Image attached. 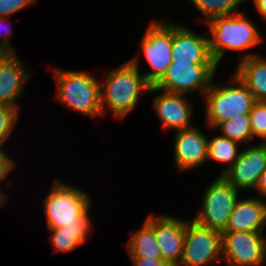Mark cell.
<instances>
[{
  "instance_id": "obj_1",
  "label": "cell",
  "mask_w": 266,
  "mask_h": 266,
  "mask_svg": "<svg viewBox=\"0 0 266 266\" xmlns=\"http://www.w3.org/2000/svg\"><path fill=\"white\" fill-rule=\"evenodd\" d=\"M138 56L108 71L102 81L100 79L103 117L109 109L116 120H124L136 108L141 95L148 94L150 85L140 72Z\"/></svg>"
},
{
  "instance_id": "obj_2",
  "label": "cell",
  "mask_w": 266,
  "mask_h": 266,
  "mask_svg": "<svg viewBox=\"0 0 266 266\" xmlns=\"http://www.w3.org/2000/svg\"><path fill=\"white\" fill-rule=\"evenodd\" d=\"M205 26L209 36L210 53L218 66L229 52L241 53L238 61L259 55L248 50L263 42L262 34L244 12L214 18Z\"/></svg>"
},
{
  "instance_id": "obj_3",
  "label": "cell",
  "mask_w": 266,
  "mask_h": 266,
  "mask_svg": "<svg viewBox=\"0 0 266 266\" xmlns=\"http://www.w3.org/2000/svg\"><path fill=\"white\" fill-rule=\"evenodd\" d=\"M60 179H54L44 198V213L48 229L70 225H92L89 193Z\"/></svg>"
},
{
  "instance_id": "obj_4",
  "label": "cell",
  "mask_w": 266,
  "mask_h": 266,
  "mask_svg": "<svg viewBox=\"0 0 266 266\" xmlns=\"http://www.w3.org/2000/svg\"><path fill=\"white\" fill-rule=\"evenodd\" d=\"M57 85V95L60 103L92 119L103 117L100 103V80L91 72L85 70L53 71Z\"/></svg>"
},
{
  "instance_id": "obj_5",
  "label": "cell",
  "mask_w": 266,
  "mask_h": 266,
  "mask_svg": "<svg viewBox=\"0 0 266 266\" xmlns=\"http://www.w3.org/2000/svg\"><path fill=\"white\" fill-rule=\"evenodd\" d=\"M214 81L213 79L209 89L202 96L205 124L213 131L220 123L234 116L249 114L256 102L251 91L234 72L227 81L230 85H219Z\"/></svg>"
},
{
  "instance_id": "obj_6",
  "label": "cell",
  "mask_w": 266,
  "mask_h": 266,
  "mask_svg": "<svg viewBox=\"0 0 266 266\" xmlns=\"http://www.w3.org/2000/svg\"><path fill=\"white\" fill-rule=\"evenodd\" d=\"M239 190L222 176H217L202 195L200 210L193 220L201 226L223 233L239 196Z\"/></svg>"
},
{
  "instance_id": "obj_7",
  "label": "cell",
  "mask_w": 266,
  "mask_h": 266,
  "mask_svg": "<svg viewBox=\"0 0 266 266\" xmlns=\"http://www.w3.org/2000/svg\"><path fill=\"white\" fill-rule=\"evenodd\" d=\"M149 72L142 73L150 86H155L172 63V21L153 20L149 23L139 44Z\"/></svg>"
},
{
  "instance_id": "obj_8",
  "label": "cell",
  "mask_w": 266,
  "mask_h": 266,
  "mask_svg": "<svg viewBox=\"0 0 266 266\" xmlns=\"http://www.w3.org/2000/svg\"><path fill=\"white\" fill-rule=\"evenodd\" d=\"M221 259L222 233L201 226L194 220L186 221L184 247L178 266H217L216 261Z\"/></svg>"
},
{
  "instance_id": "obj_9",
  "label": "cell",
  "mask_w": 266,
  "mask_h": 266,
  "mask_svg": "<svg viewBox=\"0 0 266 266\" xmlns=\"http://www.w3.org/2000/svg\"><path fill=\"white\" fill-rule=\"evenodd\" d=\"M217 64H191L172 62L163 78L154 86L171 93L204 95L215 78Z\"/></svg>"
},
{
  "instance_id": "obj_10",
  "label": "cell",
  "mask_w": 266,
  "mask_h": 266,
  "mask_svg": "<svg viewBox=\"0 0 266 266\" xmlns=\"http://www.w3.org/2000/svg\"><path fill=\"white\" fill-rule=\"evenodd\" d=\"M222 256L231 266H263L266 263V233L223 232Z\"/></svg>"
},
{
  "instance_id": "obj_11",
  "label": "cell",
  "mask_w": 266,
  "mask_h": 266,
  "mask_svg": "<svg viewBox=\"0 0 266 266\" xmlns=\"http://www.w3.org/2000/svg\"><path fill=\"white\" fill-rule=\"evenodd\" d=\"M266 169V143L247 145L238 159L221 176L239 191L256 188L262 172Z\"/></svg>"
},
{
  "instance_id": "obj_12",
  "label": "cell",
  "mask_w": 266,
  "mask_h": 266,
  "mask_svg": "<svg viewBox=\"0 0 266 266\" xmlns=\"http://www.w3.org/2000/svg\"><path fill=\"white\" fill-rule=\"evenodd\" d=\"M161 92L152 100L153 110L161 121L163 129L179 131L193 127L191 118L194 113V106L187 98L190 95L171 93L150 86L148 93Z\"/></svg>"
},
{
  "instance_id": "obj_13",
  "label": "cell",
  "mask_w": 266,
  "mask_h": 266,
  "mask_svg": "<svg viewBox=\"0 0 266 266\" xmlns=\"http://www.w3.org/2000/svg\"><path fill=\"white\" fill-rule=\"evenodd\" d=\"M172 62L191 64H216L209 45V36L195 33L185 25L172 23Z\"/></svg>"
},
{
  "instance_id": "obj_14",
  "label": "cell",
  "mask_w": 266,
  "mask_h": 266,
  "mask_svg": "<svg viewBox=\"0 0 266 266\" xmlns=\"http://www.w3.org/2000/svg\"><path fill=\"white\" fill-rule=\"evenodd\" d=\"M195 125L176 131L174 139V163L177 171L194 170L208 161V136Z\"/></svg>"
},
{
  "instance_id": "obj_15",
  "label": "cell",
  "mask_w": 266,
  "mask_h": 266,
  "mask_svg": "<svg viewBox=\"0 0 266 266\" xmlns=\"http://www.w3.org/2000/svg\"><path fill=\"white\" fill-rule=\"evenodd\" d=\"M186 221L171 214H154V234L161 259L171 266H178L181 261Z\"/></svg>"
},
{
  "instance_id": "obj_16",
  "label": "cell",
  "mask_w": 266,
  "mask_h": 266,
  "mask_svg": "<svg viewBox=\"0 0 266 266\" xmlns=\"http://www.w3.org/2000/svg\"><path fill=\"white\" fill-rule=\"evenodd\" d=\"M266 227V200L248 196L236 201L224 232L264 233Z\"/></svg>"
},
{
  "instance_id": "obj_17",
  "label": "cell",
  "mask_w": 266,
  "mask_h": 266,
  "mask_svg": "<svg viewBox=\"0 0 266 266\" xmlns=\"http://www.w3.org/2000/svg\"><path fill=\"white\" fill-rule=\"evenodd\" d=\"M32 74H29L25 62L13 53L0 66V104L11 106L19 112V100Z\"/></svg>"
},
{
  "instance_id": "obj_18",
  "label": "cell",
  "mask_w": 266,
  "mask_h": 266,
  "mask_svg": "<svg viewBox=\"0 0 266 266\" xmlns=\"http://www.w3.org/2000/svg\"><path fill=\"white\" fill-rule=\"evenodd\" d=\"M238 62L233 72L256 101L266 102V57L259 54Z\"/></svg>"
},
{
  "instance_id": "obj_19",
  "label": "cell",
  "mask_w": 266,
  "mask_h": 266,
  "mask_svg": "<svg viewBox=\"0 0 266 266\" xmlns=\"http://www.w3.org/2000/svg\"><path fill=\"white\" fill-rule=\"evenodd\" d=\"M126 242L130 257L161 259L160 248L154 234V215L150 214L141 228L135 230Z\"/></svg>"
},
{
  "instance_id": "obj_20",
  "label": "cell",
  "mask_w": 266,
  "mask_h": 266,
  "mask_svg": "<svg viewBox=\"0 0 266 266\" xmlns=\"http://www.w3.org/2000/svg\"><path fill=\"white\" fill-rule=\"evenodd\" d=\"M93 225H70L49 229L54 253H67L82 246L90 238Z\"/></svg>"
},
{
  "instance_id": "obj_21",
  "label": "cell",
  "mask_w": 266,
  "mask_h": 266,
  "mask_svg": "<svg viewBox=\"0 0 266 266\" xmlns=\"http://www.w3.org/2000/svg\"><path fill=\"white\" fill-rule=\"evenodd\" d=\"M240 146L239 143L221 134L214 136L212 139L208 138V161L211 160L226 165V167L220 171L219 176L227 171L238 159L242 150Z\"/></svg>"
},
{
  "instance_id": "obj_22",
  "label": "cell",
  "mask_w": 266,
  "mask_h": 266,
  "mask_svg": "<svg viewBox=\"0 0 266 266\" xmlns=\"http://www.w3.org/2000/svg\"><path fill=\"white\" fill-rule=\"evenodd\" d=\"M228 139L242 146L250 145L254 140L251 131L249 114L234 116L220 123L215 130Z\"/></svg>"
},
{
  "instance_id": "obj_23",
  "label": "cell",
  "mask_w": 266,
  "mask_h": 266,
  "mask_svg": "<svg viewBox=\"0 0 266 266\" xmlns=\"http://www.w3.org/2000/svg\"><path fill=\"white\" fill-rule=\"evenodd\" d=\"M247 1L248 0H189L205 19L204 24L220 16L241 12L237 11L238 8Z\"/></svg>"
},
{
  "instance_id": "obj_24",
  "label": "cell",
  "mask_w": 266,
  "mask_h": 266,
  "mask_svg": "<svg viewBox=\"0 0 266 266\" xmlns=\"http://www.w3.org/2000/svg\"><path fill=\"white\" fill-rule=\"evenodd\" d=\"M21 113L8 105L0 104V147L11 137Z\"/></svg>"
},
{
  "instance_id": "obj_25",
  "label": "cell",
  "mask_w": 266,
  "mask_h": 266,
  "mask_svg": "<svg viewBox=\"0 0 266 266\" xmlns=\"http://www.w3.org/2000/svg\"><path fill=\"white\" fill-rule=\"evenodd\" d=\"M253 140L266 143V102L256 101L249 113Z\"/></svg>"
},
{
  "instance_id": "obj_26",
  "label": "cell",
  "mask_w": 266,
  "mask_h": 266,
  "mask_svg": "<svg viewBox=\"0 0 266 266\" xmlns=\"http://www.w3.org/2000/svg\"><path fill=\"white\" fill-rule=\"evenodd\" d=\"M38 0H0V17L9 18L17 12L36 3Z\"/></svg>"
},
{
  "instance_id": "obj_27",
  "label": "cell",
  "mask_w": 266,
  "mask_h": 266,
  "mask_svg": "<svg viewBox=\"0 0 266 266\" xmlns=\"http://www.w3.org/2000/svg\"><path fill=\"white\" fill-rule=\"evenodd\" d=\"M15 165L12 156H9L5 149L3 150V148L0 147V183L8 178L7 176L16 168Z\"/></svg>"
},
{
  "instance_id": "obj_28",
  "label": "cell",
  "mask_w": 266,
  "mask_h": 266,
  "mask_svg": "<svg viewBox=\"0 0 266 266\" xmlns=\"http://www.w3.org/2000/svg\"><path fill=\"white\" fill-rule=\"evenodd\" d=\"M9 18H6V17H0V30L1 29H4L3 30V37L2 36H0L1 38H0V45H2V46H4V47H6V48H8L10 51H12L13 53H16V51L14 50L15 48L12 46V42H11V40H10V35H12L11 34V29H10V26L8 25L9 23H11V21L10 20H8ZM7 22V23H6ZM3 25H5L4 27H3ZM9 26V27H8ZM3 27V28H2ZM2 31V30H1ZM1 35V34H0ZM2 39V40H1Z\"/></svg>"
},
{
  "instance_id": "obj_29",
  "label": "cell",
  "mask_w": 266,
  "mask_h": 266,
  "mask_svg": "<svg viewBox=\"0 0 266 266\" xmlns=\"http://www.w3.org/2000/svg\"><path fill=\"white\" fill-rule=\"evenodd\" d=\"M133 266H171L162 259H151L145 257H130Z\"/></svg>"
},
{
  "instance_id": "obj_30",
  "label": "cell",
  "mask_w": 266,
  "mask_h": 266,
  "mask_svg": "<svg viewBox=\"0 0 266 266\" xmlns=\"http://www.w3.org/2000/svg\"><path fill=\"white\" fill-rule=\"evenodd\" d=\"M255 190L260 195L259 197L266 199V169L262 172Z\"/></svg>"
},
{
  "instance_id": "obj_31",
  "label": "cell",
  "mask_w": 266,
  "mask_h": 266,
  "mask_svg": "<svg viewBox=\"0 0 266 266\" xmlns=\"http://www.w3.org/2000/svg\"><path fill=\"white\" fill-rule=\"evenodd\" d=\"M254 3L255 12L261 17L262 21L266 22V0H252Z\"/></svg>"
},
{
  "instance_id": "obj_32",
  "label": "cell",
  "mask_w": 266,
  "mask_h": 266,
  "mask_svg": "<svg viewBox=\"0 0 266 266\" xmlns=\"http://www.w3.org/2000/svg\"><path fill=\"white\" fill-rule=\"evenodd\" d=\"M13 54L8 48L0 45V66Z\"/></svg>"
},
{
  "instance_id": "obj_33",
  "label": "cell",
  "mask_w": 266,
  "mask_h": 266,
  "mask_svg": "<svg viewBox=\"0 0 266 266\" xmlns=\"http://www.w3.org/2000/svg\"><path fill=\"white\" fill-rule=\"evenodd\" d=\"M8 201V194L5 193L2 190V187L0 186V207L2 208L3 206L5 207Z\"/></svg>"
}]
</instances>
